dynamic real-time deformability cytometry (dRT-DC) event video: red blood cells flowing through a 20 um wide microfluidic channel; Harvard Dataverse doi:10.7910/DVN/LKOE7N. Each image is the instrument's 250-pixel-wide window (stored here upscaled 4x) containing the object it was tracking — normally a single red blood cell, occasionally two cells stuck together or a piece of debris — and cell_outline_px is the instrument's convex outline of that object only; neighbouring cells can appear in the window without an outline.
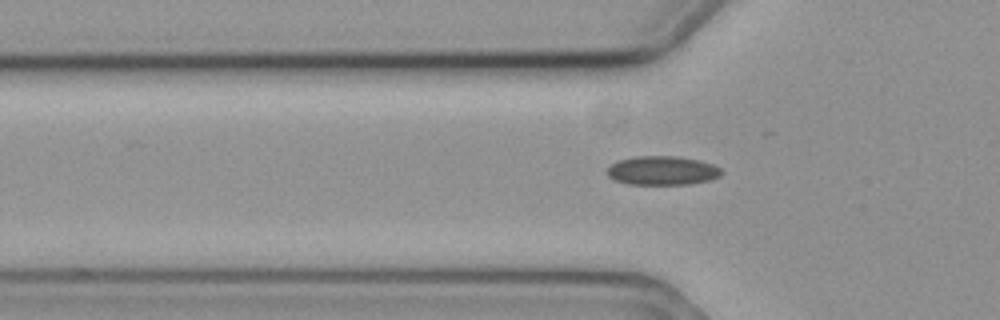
{"species": "common noctule bat (a hibernating species)", "species_latin": "Nyctalus noctula", "temperature_condition": "cold", "stored_images_in_passage": 36, "camera_frame_rate_fps": 3000, "um_per_image_px": 0.085, "animal": {"sex": "female", "body_mass_g": 19.3, "forearm_length_mm": 54.1}, "frame": {"image": 1, "passage_image": 2, "time_ms": 0.333, "image_size_px": [1000, 320], "cell_outline_px": [[724, 172], [720, 176], [708, 180], [688, 184], [628, 184], [616, 180], [608, 176], [608, 168], [616, 160], [636, 156], [676, 156], [700, 160], [712, 164], [720, 168]], "centroid_in_image_um": [56.31, 14.49], "position_along_channel_um": 69.5, "area_um2": 19.25}}
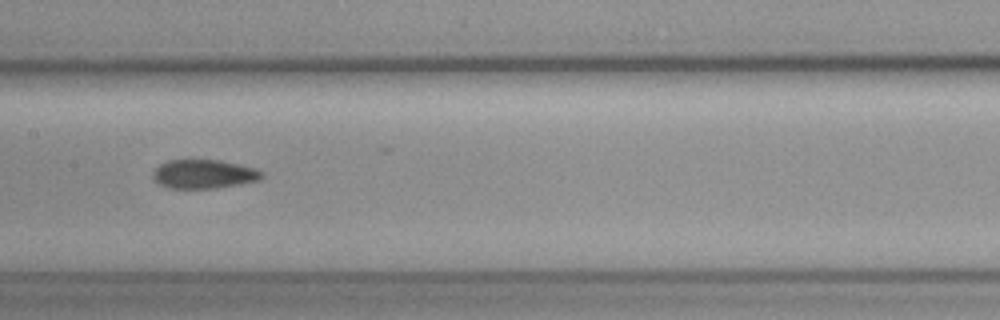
{"frame": {"image": 2, "passage_image": 12, "time_ms": 3.667, "image_size_px": [1000, 320], "cell_outline_px": [[264, 176], [260, 180], [240, 184], [216, 188], [168, 188], [160, 184], [152, 176], [152, 172], [160, 164], [168, 160], [220, 160], [240, 164], [264, 172]], "centroid_in_image_um": [17.34, 14.79], "position_along_channel_um": 190.1, "area_um2": 18.32}}
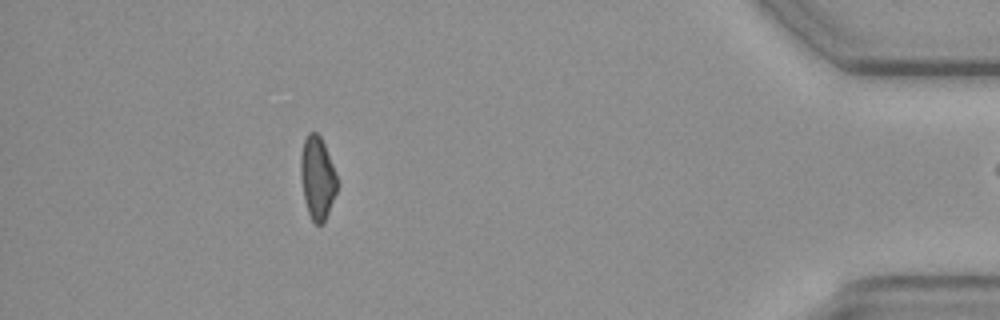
{"frame": {"image": 3, "passage_image": 35, "time_ms": 11.333, "image_size_px": [1000, 320], "cell_outline_px": [[336, 192], [324, 224], [316, 224], [312, 220], [308, 212], [304, 200], [300, 176], [300, 156], [304, 140], [308, 132], [316, 132], [320, 136], [324, 144], [336, 172]], "centroid_in_image_um": [26.96, 15.12], "position_along_channel_um": 408.2, "area_um2": 17.57}}